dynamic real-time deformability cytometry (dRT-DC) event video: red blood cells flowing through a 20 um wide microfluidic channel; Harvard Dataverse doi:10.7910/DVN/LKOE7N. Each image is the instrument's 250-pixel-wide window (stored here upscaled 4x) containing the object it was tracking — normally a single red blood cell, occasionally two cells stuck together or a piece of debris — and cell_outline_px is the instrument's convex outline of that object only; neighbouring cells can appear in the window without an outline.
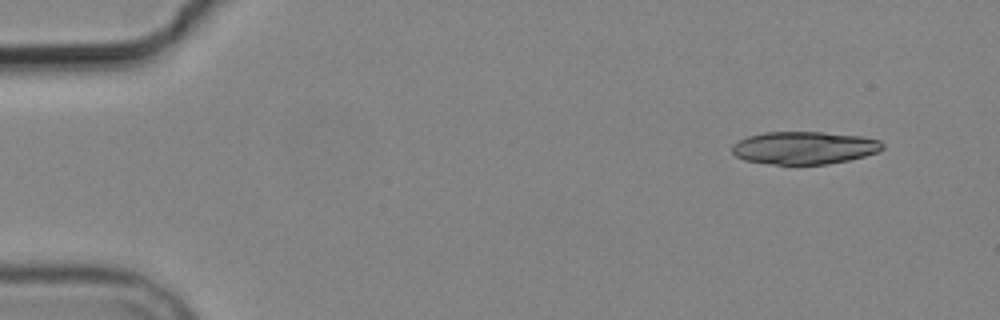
{"species": "common noctule bat (a hibernating species)", "species_latin": "Nyctalus noctula", "temperature_condition": "cold", "stored_images_in_passage": 5, "camera_frame_rate_fps": 3000, "um_per_image_px": 0.085, "animal": {"sex": "male", "body_mass_g": 19.2, "forearm_length_mm": 51.8}, "frame": {"image": 1, "passage_image": 1, "time_ms": 0.0, "image_size_px": [1000, 320], "cell_outline_px": [[884, 148], [876, 152], [864, 156], [848, 160], [828, 164], [772, 164], [744, 160], [736, 156], [732, 152], [732, 144], [748, 136], [764, 132], [820, 132], [864, 136], [880, 140], [884, 144]], "centroid_in_image_um": [68.37, 12.56], "position_along_channel_um": 16.6, "area_um2": 28.67}}
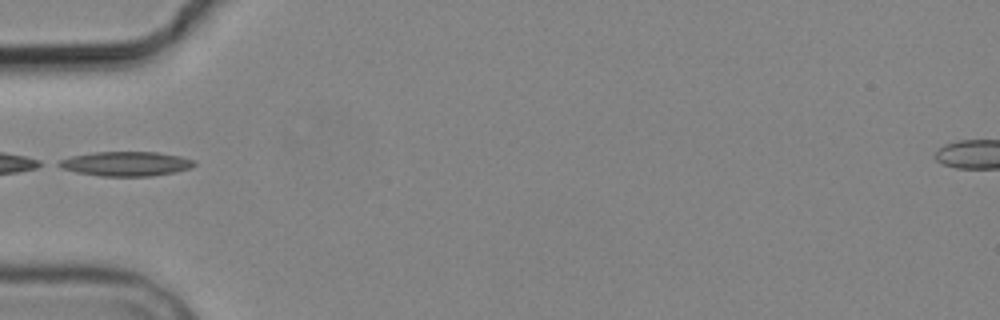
{"frame": {"image": 2, "passage_image": 5, "time_ms": 4.667, "image_size_px": [1000, 320], "cell_outline_px": [[196, 164], [192, 168], [176, 172], [152, 176], [100, 176], [76, 172], [60, 168], [52, 164], [60, 160], [72, 156], [96, 152], [156, 152], [180, 156], [196, 160]], "centroid_in_image_um": [10.71, 13.92], "position_along_channel_um": 74.3, "area_um2": 19.54}}